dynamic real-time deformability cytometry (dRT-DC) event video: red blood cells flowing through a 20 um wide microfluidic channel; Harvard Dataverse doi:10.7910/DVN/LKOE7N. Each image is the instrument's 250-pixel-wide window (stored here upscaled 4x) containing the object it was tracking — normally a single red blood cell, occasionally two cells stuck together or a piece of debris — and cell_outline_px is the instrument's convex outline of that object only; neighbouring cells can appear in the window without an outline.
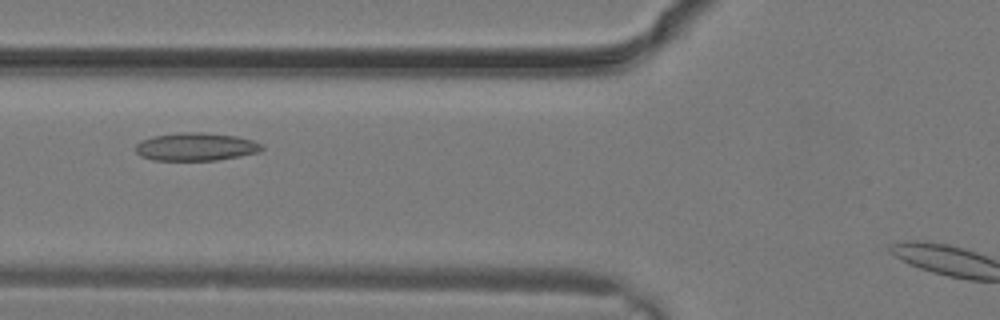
{"species": "common noctule bat (a hibernating species)", "species_latin": "Nyctalus noctula", "temperature_condition": "warm", "stored_images_in_passage": 6, "camera_frame_rate_fps": 3000, "um_per_image_px": 0.085, "animal": {"sex": "male", "body_mass_g": 19.2, "forearm_length_mm": 51.8}, "frame": {"image": 1, "passage_image": 3, "time_ms": 0.667, "image_size_px": [1000, 320], "cell_outline_px": [[264, 148], [260, 152], [240, 156], [216, 160], [152, 160], [140, 156], [136, 152], [136, 144], [140, 140], [152, 136], [180, 132], [204, 132], [236, 136], [252, 140], [264, 144]], "centroid_in_image_um": [16.66, 12.47], "position_along_channel_um": 109.1, "area_um2": 20.81}}
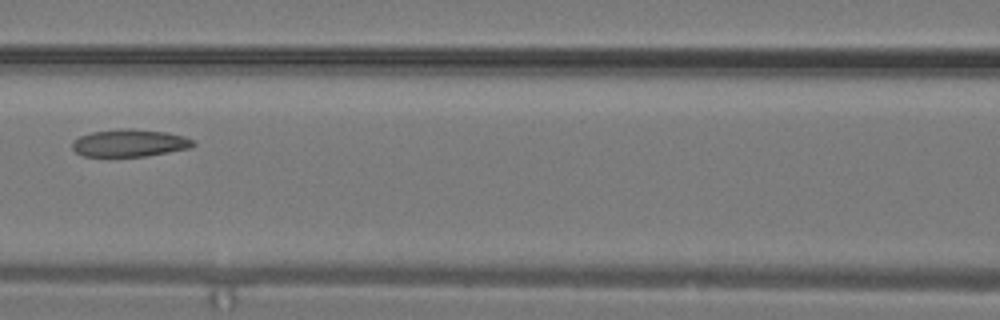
{"frame": {"image": 2, "passage_image": 5, "time_ms": 1.333, "image_size_px": [1000, 320], "cell_outline_px": [[196, 144], [192, 148], [148, 156], [84, 156], [76, 152], [72, 148], [72, 140], [80, 136], [92, 132], [120, 128], [132, 128], [168, 132], [184, 136], [196, 140]], "centroid_in_image_um": [11.07, 12.15], "position_along_channel_um": 155.5, "area_um2": 19.65}}